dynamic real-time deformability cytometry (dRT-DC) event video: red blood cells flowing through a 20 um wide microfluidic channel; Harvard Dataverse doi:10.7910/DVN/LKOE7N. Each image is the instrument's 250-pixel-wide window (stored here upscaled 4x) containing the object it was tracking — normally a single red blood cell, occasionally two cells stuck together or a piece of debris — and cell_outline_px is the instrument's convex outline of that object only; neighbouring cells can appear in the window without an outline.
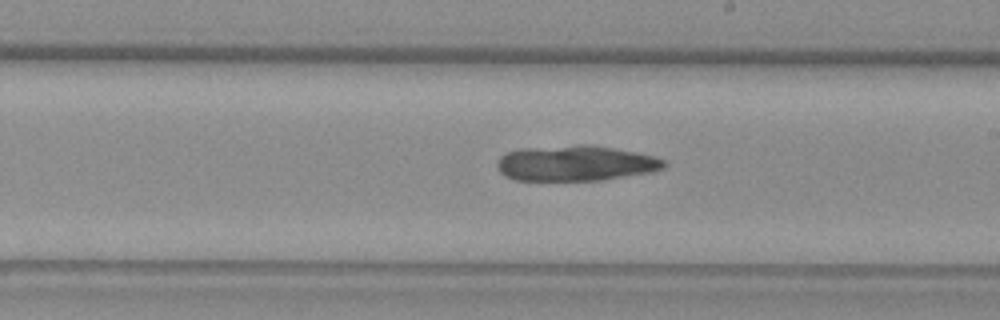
{"species": "common noctule bat (a hibernating species)", "species_latin": "Nyctalus noctula", "temperature_condition": "warm", "stored_images_in_passage": 52, "camera_frame_rate_fps": 3000, "um_per_image_px": 0.085, "animal": {"sex": "female", "body_mass_g": 29.2, "forearm_length_mm": 56.3}, "frame": {"image": 1, "passage_image": 30, "time_ms": 9.667, "image_size_px": [1000, 320], "cell_outline_px": [[668, 164], [664, 168], [652, 172], [600, 180], [516, 180], [504, 176], [496, 168], [496, 164], [500, 156], [508, 152], [524, 148], [580, 144], [588, 144], [636, 152], [652, 156], [664, 160]], "centroid_in_image_um": [48.91, 13.87], "position_along_channel_um": 240.1, "area_um2": 34.51}}
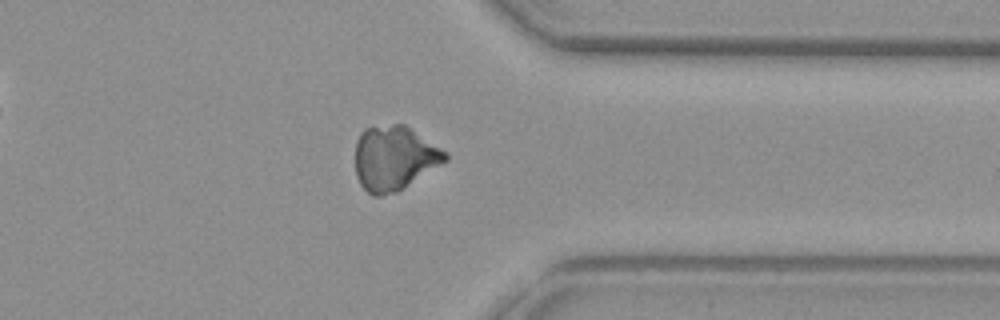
{"frame": {"image": 2, "passage_image": 41, "time_ms": 13.333, "image_size_px": [1000, 320], "cell_outline_px": [[448, 160], [404, 188], [396, 192], [380, 196], [372, 196], [360, 184], [356, 176], [356, 140], [360, 132], [364, 128], [392, 124], [404, 124], [448, 152]], "centroid_in_image_um": [33.51, 13.44], "position_along_channel_um": 377.9, "area_um2": 33.93}}
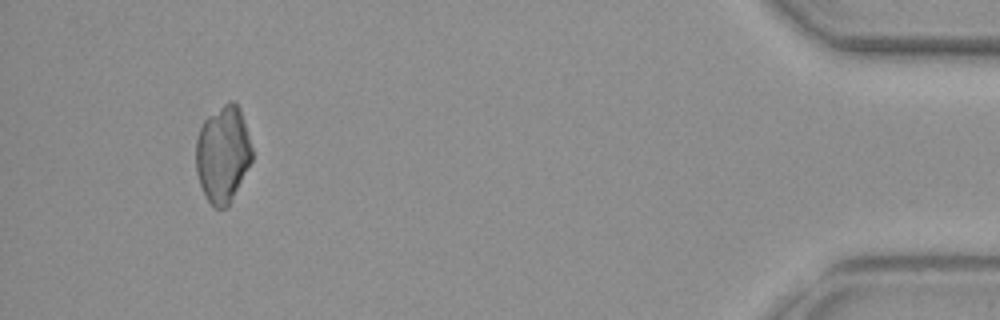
{"frame": {"image": 3, "passage_image": 49, "time_ms": 16.0, "image_size_px": [1000, 320], "cell_outline_px": [[252, 160], [228, 208], [212, 208], [200, 184], [196, 172], [196, 140], [200, 128], [204, 120], [208, 116], [228, 100], [232, 100], [240, 108], [252, 148]], "centroid_in_image_um": [18.94, 13.11], "position_along_channel_um": 416.3, "area_um2": 31.62}}